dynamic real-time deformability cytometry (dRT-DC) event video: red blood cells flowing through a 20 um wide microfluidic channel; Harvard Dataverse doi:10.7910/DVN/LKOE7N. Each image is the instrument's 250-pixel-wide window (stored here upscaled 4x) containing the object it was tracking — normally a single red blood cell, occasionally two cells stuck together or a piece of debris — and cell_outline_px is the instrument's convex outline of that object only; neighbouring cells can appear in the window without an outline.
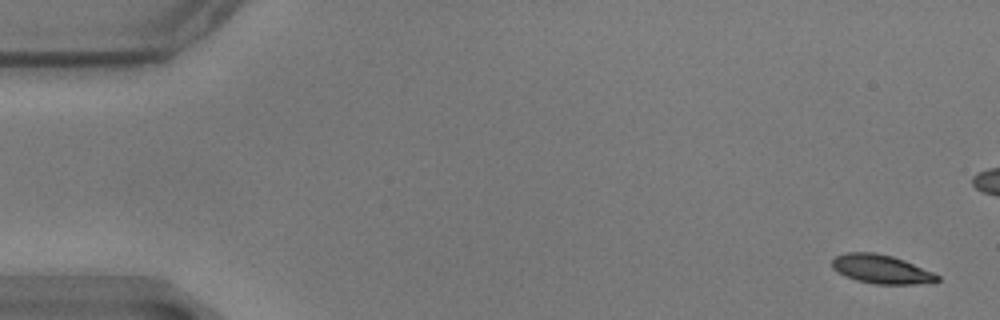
{"species": "common noctule bat (a hibernating species)", "species_latin": "Nyctalus noctula", "temperature_condition": "warm", "stored_images_in_passage": 58, "camera_frame_rate_fps": 3000, "um_per_image_px": 0.085, "animal": {"sex": "male", "body_mass_g": 17.9}, "frame": {"image": 1, "passage_image": 1, "time_ms": 0.0, "image_size_px": [1000, 320], "cell_outline_px": [[940, 280], [916, 284], [876, 284], [856, 280], [844, 276], [832, 268], [832, 260], [836, 256], [844, 252], [876, 252], [892, 256], [904, 260], [932, 272], [940, 276]], "centroid_in_image_um": [74.87, 22.87], "position_along_channel_um": 10.1, "area_um2": 17.63}}
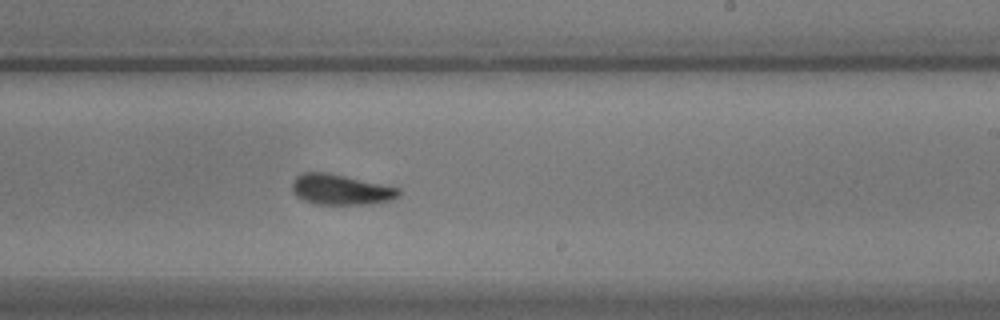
{"frame": {"image": 2, "passage_image": 34, "time_ms": 11.0, "image_size_px": [1000, 320], "cell_outline_px": [[400, 196], [392, 200], [372, 204], [316, 204], [304, 200], [296, 196], [292, 192], [292, 184], [296, 176], [304, 172], [328, 172], [400, 188]], "centroid_in_image_um": [28.97, 16.11], "position_along_channel_um": 260.0, "area_um2": 19.02}}
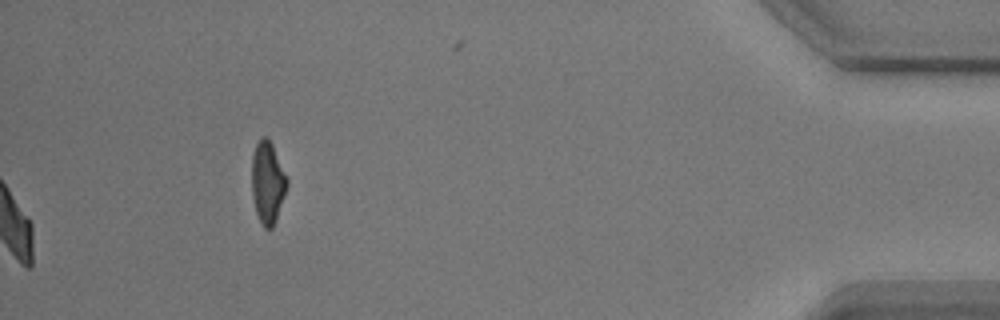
{"frame": {"image": 3, "passage_image": 58, "time_ms": 19.0, "image_size_px": [1000, 320], "cell_outline_px": [[288, 184], [276, 220], [272, 228], [264, 228], [260, 224], [256, 212], [252, 196], [252, 156], [256, 144], [260, 136], [264, 136], [272, 144], [288, 180]], "centroid_in_image_um": [22.73, 15.53], "position_along_channel_um": 412.5, "area_um2": 16.76}, "authors_computed_cell_mechanics": {"area_um2": 18.9295, "velocity_mm_per_s": 3.4722, "shape_relaxation_time_tau1_ms": 3.0189, "shape_relaxation_time_tau2_ms": 2.2207, "deformation_change_tau1": 0.1425, "deformation_change_tau2": 0.0862}}